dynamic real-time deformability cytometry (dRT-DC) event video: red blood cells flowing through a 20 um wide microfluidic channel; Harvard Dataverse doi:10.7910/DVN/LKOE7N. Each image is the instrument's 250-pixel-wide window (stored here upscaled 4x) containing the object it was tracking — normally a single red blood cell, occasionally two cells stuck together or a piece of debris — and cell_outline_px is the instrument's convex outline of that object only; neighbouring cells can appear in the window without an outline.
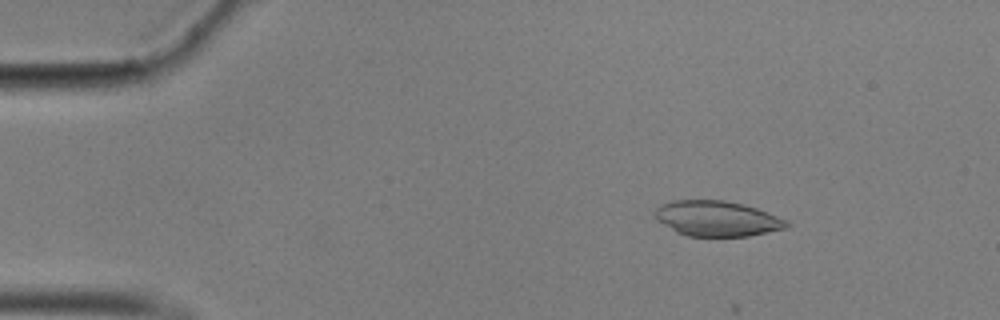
{"species": "common noctule bat (a hibernating species)", "species_latin": "Nyctalus noctula", "temperature_condition": "cold", "stored_images_in_passage": 15, "camera_frame_rate_fps": 3000, "um_per_image_px": 0.085, "animal": {"sex": "male", "body_mass_g": 17.9}, "frame": {"image": 1, "passage_image": 8, "time_ms": 2.333, "image_size_px": [1000, 320], "cell_outline_px": [[792, 224], [788, 228], [748, 236], [688, 236], [676, 232], [656, 220], [656, 208], [660, 204], [676, 200], [724, 200], [756, 208], [788, 220]], "centroid_in_image_um": [60.97, 18.58], "position_along_channel_um": 24.0, "area_um2": 27.11}}